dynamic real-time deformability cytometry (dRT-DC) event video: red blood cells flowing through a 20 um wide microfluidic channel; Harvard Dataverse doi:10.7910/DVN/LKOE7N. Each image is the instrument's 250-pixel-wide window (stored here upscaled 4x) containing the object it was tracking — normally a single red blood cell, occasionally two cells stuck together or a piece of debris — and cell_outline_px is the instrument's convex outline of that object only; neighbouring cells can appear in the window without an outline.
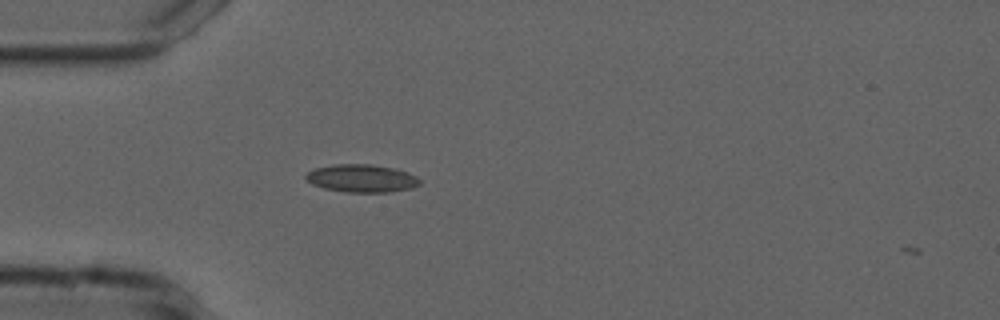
{"species": "common noctule bat (a hibernating species)", "species_latin": "Nyctalus noctula", "temperature_condition": "cold", "stored_images_in_passage": 40, "camera_frame_rate_fps": 3000, "um_per_image_px": 0.085, "animal": {"sex": "male", "forearm_length_mm": 52.5}, "frame": {"image": 1, "passage_image": 1, "time_ms": 0.0, "image_size_px": [1000, 320], "cell_outline_px": [[420, 184], [412, 188], [388, 192], [344, 192], [324, 188], [312, 184], [304, 176], [308, 172], [316, 168], [332, 164], [368, 164], [392, 168], [408, 172], [416, 176], [420, 180]], "centroid_in_image_um": [30.74, 15.16], "position_along_channel_um": 54.3, "area_um2": 18.38}}
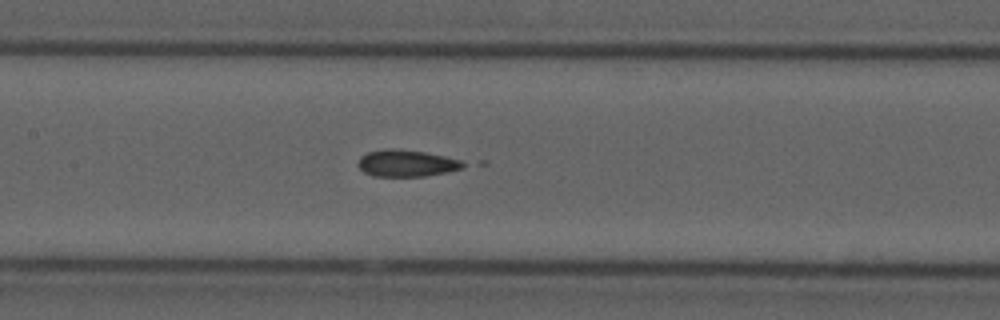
{"frame": {"image": 2, "passage_image": 11, "time_ms": 3.333, "image_size_px": [1000, 320], "cell_outline_px": [[472, 164], [464, 168], [448, 172], [424, 176], [372, 176], [364, 172], [356, 164], [360, 156], [368, 152], [384, 148], [396, 148], [424, 152], [464, 160]], "centroid_in_image_um": [34.61, 13.87], "position_along_channel_um": 172.8, "area_um2": 16.82}}
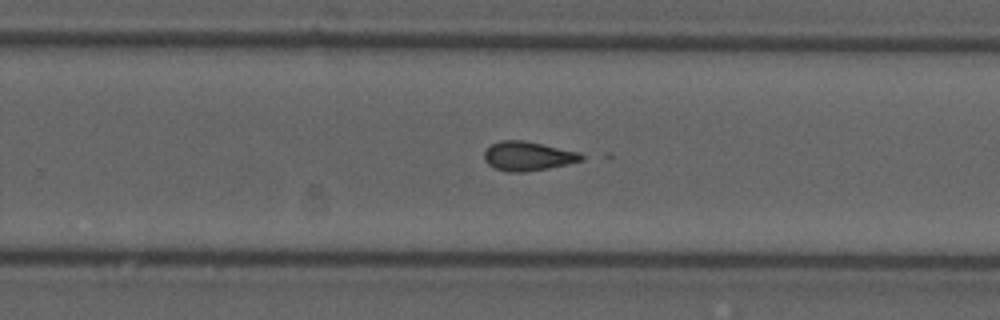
{"frame": {"image": 3, "passage_image": 20, "time_ms": 6.333, "image_size_px": [1000, 320], "cell_outline_px": [[588, 156], [584, 160], [568, 164], [548, 168], [524, 172], [508, 172], [496, 168], [488, 164], [484, 160], [484, 152], [492, 144], [500, 140], [524, 140], [580, 152]], "centroid_in_image_um": [44.92, 13.26], "position_along_channel_um": 284.9, "area_um2": 16.65}}